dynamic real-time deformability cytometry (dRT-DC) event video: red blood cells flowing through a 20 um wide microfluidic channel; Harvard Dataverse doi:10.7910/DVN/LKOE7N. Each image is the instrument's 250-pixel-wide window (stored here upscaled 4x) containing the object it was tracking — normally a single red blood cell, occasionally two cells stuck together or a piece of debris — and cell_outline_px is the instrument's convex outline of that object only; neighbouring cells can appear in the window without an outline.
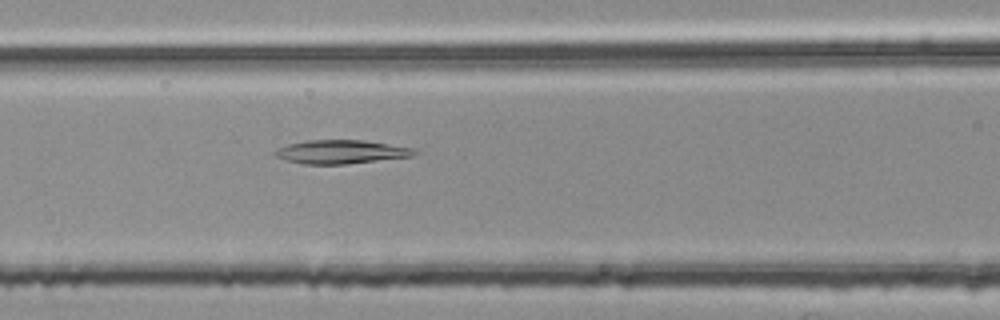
{"species": "common noctule bat (a hibernating species)", "species_latin": "Nyctalus noctula", "temperature_condition": "room temperature", "stored_images_in_passage": 28, "camera_frame_rate_fps": 3000, "um_per_image_px": 0.085, "animal": {"sex": "female", "body_mass_g": 25.1}, "frame": {"image": 1, "passage_image": 7, "time_ms": 2.0, "image_size_px": [1000, 320], "cell_outline_px": [[420, 152], [416, 156], [348, 164], [300, 164], [284, 160], [276, 156], [272, 152], [276, 148], [288, 144], [304, 140], [364, 140], [416, 148]], "centroid_in_image_um": [29.02, 12.91], "position_along_channel_um": 137.6, "area_um2": 19.71}}
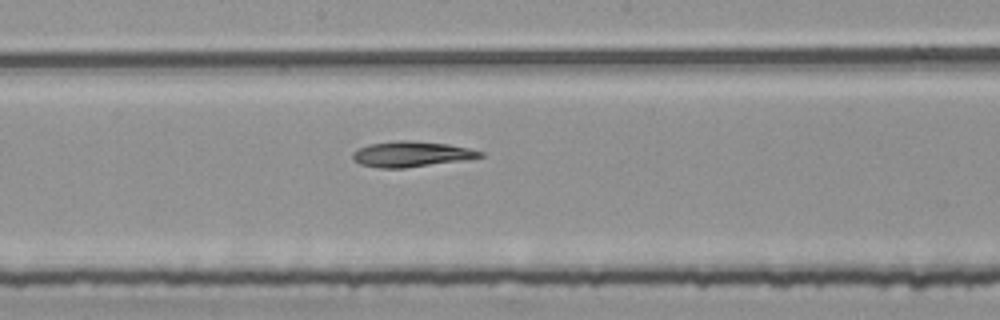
{"frame": {"image": 2, "passage_image": 13, "time_ms": 4.0, "image_size_px": [1000, 320], "cell_outline_px": [[484, 156], [472, 160], [404, 168], [380, 168], [360, 164], [352, 160], [352, 152], [360, 148], [372, 144], [396, 140], [408, 140], [448, 144], [468, 148], [484, 152]], "centroid_in_image_um": [35.03, 13.11], "position_along_channel_um": 213.2, "area_um2": 19.19}}
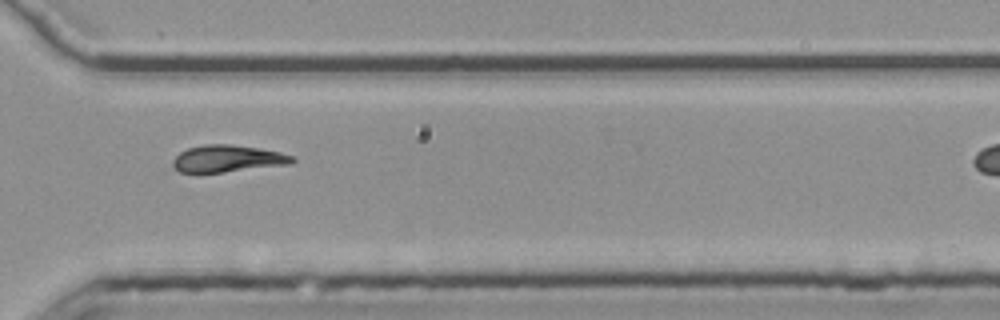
{"frame": {"image": 3, "passage_image": 24, "time_ms": 7.667, "image_size_px": [1000, 320], "cell_outline_px": [[296, 160], [292, 164], [224, 172], [180, 172], [172, 164], [172, 160], [180, 152], [188, 148], [204, 144], [232, 144], [260, 148], [280, 152], [296, 156]], "centroid_in_image_um": [19.41, 13.47], "position_along_channel_um": 351.2, "area_um2": 18.9}}